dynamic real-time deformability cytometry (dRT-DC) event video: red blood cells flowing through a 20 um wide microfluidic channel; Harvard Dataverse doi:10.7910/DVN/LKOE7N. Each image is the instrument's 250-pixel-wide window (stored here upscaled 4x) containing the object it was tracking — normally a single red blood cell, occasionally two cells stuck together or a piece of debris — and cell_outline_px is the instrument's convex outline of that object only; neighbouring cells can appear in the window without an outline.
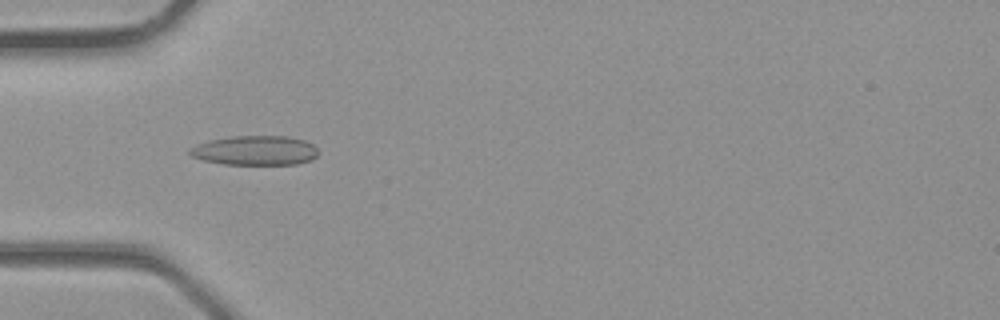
{"species": "common noctule bat (a hibernating species)", "species_latin": "Nyctalus noctula", "temperature_condition": "room temperature", "stored_images_in_passage": 1, "camera_frame_rate_fps": 3000, "um_per_image_px": 0.085, "animal": {"sex": "male", "body_mass_g": 23.1, "forearm_length_mm": 52.7}, "frame": {"image": 1, "passage_image": 1, "time_ms": 0.0, "image_size_px": [1000, 320], "cell_outline_px": [[316, 156], [312, 160], [296, 164], [224, 164], [204, 160], [192, 156], [188, 152], [188, 148], [208, 140], [236, 136], [288, 136], [304, 140], [312, 144], [316, 148]], "centroid_in_image_um": [21.67, 12.78], "position_along_channel_um": 63.3, "area_um2": 21.96}}